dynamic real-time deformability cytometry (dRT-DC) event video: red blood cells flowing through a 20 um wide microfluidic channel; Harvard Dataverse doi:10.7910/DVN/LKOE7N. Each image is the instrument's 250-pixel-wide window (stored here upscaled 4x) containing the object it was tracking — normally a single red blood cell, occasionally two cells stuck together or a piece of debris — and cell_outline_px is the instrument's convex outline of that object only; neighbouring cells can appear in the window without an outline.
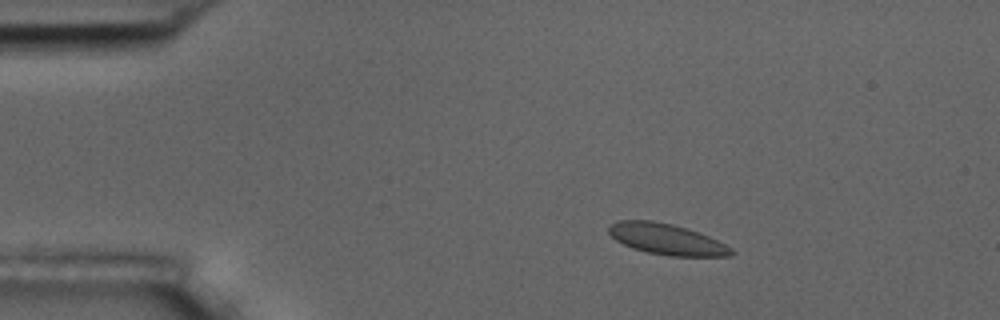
{"species": "common noctule bat (a hibernating species)", "species_latin": "Nyctalus noctula", "temperature_condition": "room temperature", "stored_images_in_passage": 5, "camera_frame_rate_fps": 3000, "um_per_image_px": 0.085, "animal": {"sex": "male", "body_mass_g": 17.5, "forearm_length_mm": 52.3}, "frame": {"image": 1, "passage_image": 3, "time_ms": 2.667, "image_size_px": [1000, 320], "cell_outline_px": [[736, 252], [732, 256], [668, 256], [648, 252], [632, 248], [616, 240], [608, 232], [608, 224], [620, 220], [652, 220], [672, 224], [708, 236], [732, 248]], "centroid_in_image_um": [56.64, 20.33], "position_along_channel_um": 28.4, "area_um2": 21.96}}